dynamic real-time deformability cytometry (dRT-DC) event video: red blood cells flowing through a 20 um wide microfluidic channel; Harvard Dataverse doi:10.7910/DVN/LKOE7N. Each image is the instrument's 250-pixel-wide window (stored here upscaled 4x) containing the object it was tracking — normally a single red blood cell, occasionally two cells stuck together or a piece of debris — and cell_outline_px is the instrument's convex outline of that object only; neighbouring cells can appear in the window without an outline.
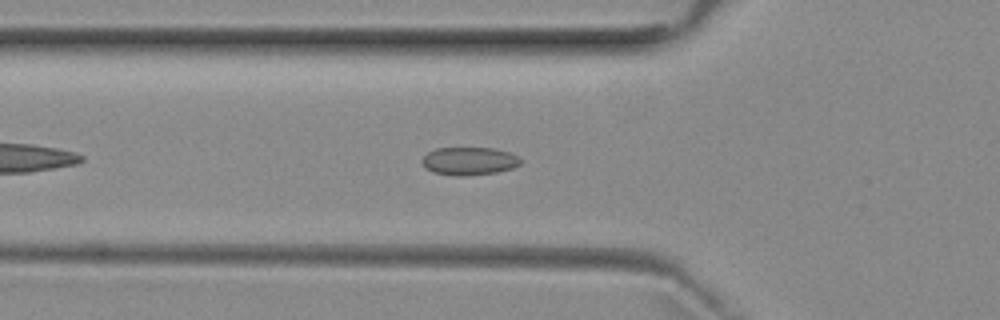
{"species": "common noctule bat (a hibernating species)", "species_latin": "Nyctalus noctula", "temperature_condition": "room temperature", "stored_images_in_passage": 18, "camera_frame_rate_fps": 3000, "um_per_image_px": 0.085, "animal": {"sex": "female", "body_mass_g": 29.2, "forearm_length_mm": 56.3}, "frame": {"image": 1, "passage_image": 8, "time_ms": 2.333, "image_size_px": [1000, 320], "cell_outline_px": [[520, 164], [512, 168], [496, 172], [464, 176], [456, 176], [432, 172], [420, 160], [428, 152], [436, 148], [492, 148], [508, 152], [516, 156], [520, 160]], "centroid_in_image_um": [39.85, 13.69], "position_along_channel_um": 85.9, "area_um2": 15.84}}
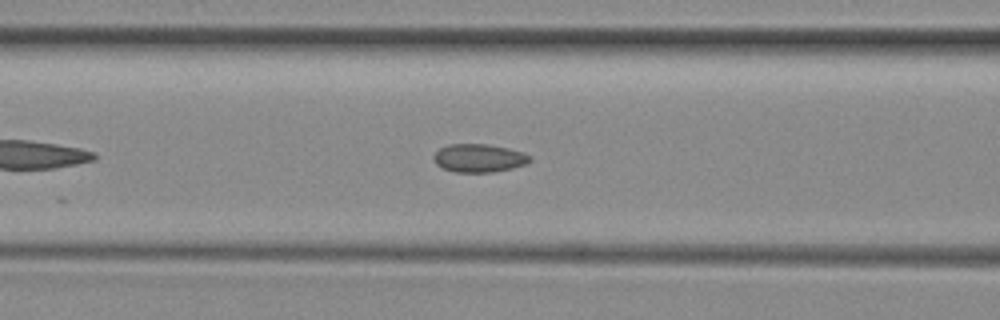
{"frame": {"image": 2, "passage_image": 11, "time_ms": 3.333, "image_size_px": [1000, 320], "cell_outline_px": [[532, 160], [524, 164], [512, 168], [492, 172], [452, 172], [436, 164], [432, 160], [432, 156], [440, 148], [448, 144], [488, 144], [508, 148], [524, 152], [532, 156]], "centroid_in_image_um": [40.7, 13.43], "position_along_channel_um": 125.9, "area_um2": 15.95}}
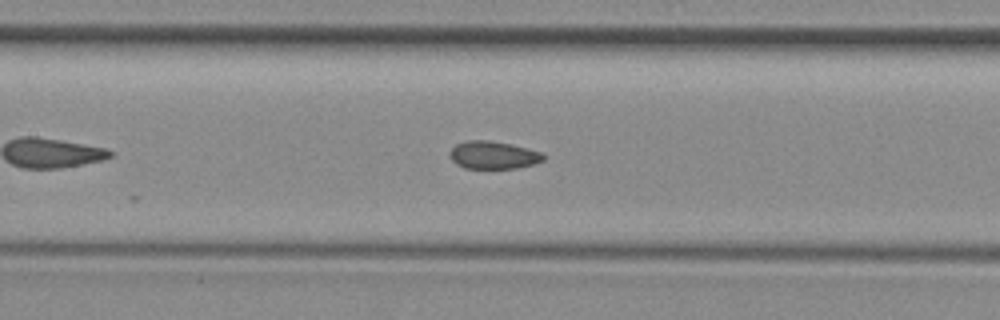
{"frame": {"image": 3, "passage_image": 14, "time_ms": 4.333, "image_size_px": [1000, 320], "cell_outline_px": [[544, 160], [532, 164], [516, 168], [464, 168], [456, 164], [452, 160], [452, 148], [456, 144], [468, 140], [488, 140], [508, 144], [540, 152], [544, 156]], "centroid_in_image_um": [41.91, 13.19], "position_along_channel_um": 165.5, "area_um2": 14.68}}